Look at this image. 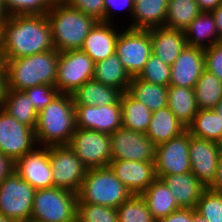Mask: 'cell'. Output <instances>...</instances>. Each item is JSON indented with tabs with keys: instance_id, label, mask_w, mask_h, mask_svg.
Returning a JSON list of instances; mask_svg holds the SVG:
<instances>
[{
	"instance_id": "cell-43",
	"label": "cell",
	"mask_w": 222,
	"mask_h": 222,
	"mask_svg": "<svg viewBox=\"0 0 222 222\" xmlns=\"http://www.w3.org/2000/svg\"><path fill=\"white\" fill-rule=\"evenodd\" d=\"M205 69L222 81V41L204 49Z\"/></svg>"
},
{
	"instance_id": "cell-40",
	"label": "cell",
	"mask_w": 222,
	"mask_h": 222,
	"mask_svg": "<svg viewBox=\"0 0 222 222\" xmlns=\"http://www.w3.org/2000/svg\"><path fill=\"white\" fill-rule=\"evenodd\" d=\"M195 210L208 222H222V193L206 189Z\"/></svg>"
},
{
	"instance_id": "cell-2",
	"label": "cell",
	"mask_w": 222,
	"mask_h": 222,
	"mask_svg": "<svg viewBox=\"0 0 222 222\" xmlns=\"http://www.w3.org/2000/svg\"><path fill=\"white\" fill-rule=\"evenodd\" d=\"M76 130L71 94L59 93L38 113L35 138L38 146L68 145Z\"/></svg>"
},
{
	"instance_id": "cell-9",
	"label": "cell",
	"mask_w": 222,
	"mask_h": 222,
	"mask_svg": "<svg viewBox=\"0 0 222 222\" xmlns=\"http://www.w3.org/2000/svg\"><path fill=\"white\" fill-rule=\"evenodd\" d=\"M95 62L80 49L59 52L55 87L59 93L72 94L93 79Z\"/></svg>"
},
{
	"instance_id": "cell-4",
	"label": "cell",
	"mask_w": 222,
	"mask_h": 222,
	"mask_svg": "<svg viewBox=\"0 0 222 222\" xmlns=\"http://www.w3.org/2000/svg\"><path fill=\"white\" fill-rule=\"evenodd\" d=\"M58 60L56 49L18 59H5L9 90L24 91L41 84L55 86Z\"/></svg>"
},
{
	"instance_id": "cell-47",
	"label": "cell",
	"mask_w": 222,
	"mask_h": 222,
	"mask_svg": "<svg viewBox=\"0 0 222 222\" xmlns=\"http://www.w3.org/2000/svg\"><path fill=\"white\" fill-rule=\"evenodd\" d=\"M202 12H211L222 5V0H196Z\"/></svg>"
},
{
	"instance_id": "cell-55",
	"label": "cell",
	"mask_w": 222,
	"mask_h": 222,
	"mask_svg": "<svg viewBox=\"0 0 222 222\" xmlns=\"http://www.w3.org/2000/svg\"><path fill=\"white\" fill-rule=\"evenodd\" d=\"M0 222H17V221L7 218L6 216L0 213Z\"/></svg>"
},
{
	"instance_id": "cell-25",
	"label": "cell",
	"mask_w": 222,
	"mask_h": 222,
	"mask_svg": "<svg viewBox=\"0 0 222 222\" xmlns=\"http://www.w3.org/2000/svg\"><path fill=\"white\" fill-rule=\"evenodd\" d=\"M186 130L167 106L152 112L146 135L157 146L181 135Z\"/></svg>"
},
{
	"instance_id": "cell-58",
	"label": "cell",
	"mask_w": 222,
	"mask_h": 222,
	"mask_svg": "<svg viewBox=\"0 0 222 222\" xmlns=\"http://www.w3.org/2000/svg\"><path fill=\"white\" fill-rule=\"evenodd\" d=\"M2 23H0V48H1Z\"/></svg>"
},
{
	"instance_id": "cell-54",
	"label": "cell",
	"mask_w": 222,
	"mask_h": 222,
	"mask_svg": "<svg viewBox=\"0 0 222 222\" xmlns=\"http://www.w3.org/2000/svg\"><path fill=\"white\" fill-rule=\"evenodd\" d=\"M213 110L219 114V116L222 118V99L219 101V103L213 108Z\"/></svg>"
},
{
	"instance_id": "cell-36",
	"label": "cell",
	"mask_w": 222,
	"mask_h": 222,
	"mask_svg": "<svg viewBox=\"0 0 222 222\" xmlns=\"http://www.w3.org/2000/svg\"><path fill=\"white\" fill-rule=\"evenodd\" d=\"M118 222H156L141 195H132L117 209Z\"/></svg>"
},
{
	"instance_id": "cell-41",
	"label": "cell",
	"mask_w": 222,
	"mask_h": 222,
	"mask_svg": "<svg viewBox=\"0 0 222 222\" xmlns=\"http://www.w3.org/2000/svg\"><path fill=\"white\" fill-rule=\"evenodd\" d=\"M37 113L42 111L58 94L59 91L54 85H37L24 90Z\"/></svg>"
},
{
	"instance_id": "cell-35",
	"label": "cell",
	"mask_w": 222,
	"mask_h": 222,
	"mask_svg": "<svg viewBox=\"0 0 222 222\" xmlns=\"http://www.w3.org/2000/svg\"><path fill=\"white\" fill-rule=\"evenodd\" d=\"M194 91L198 109H213L222 99V81L205 69Z\"/></svg>"
},
{
	"instance_id": "cell-26",
	"label": "cell",
	"mask_w": 222,
	"mask_h": 222,
	"mask_svg": "<svg viewBox=\"0 0 222 222\" xmlns=\"http://www.w3.org/2000/svg\"><path fill=\"white\" fill-rule=\"evenodd\" d=\"M141 196L146 201L155 221L165 218L172 212L180 209L170 188L159 178Z\"/></svg>"
},
{
	"instance_id": "cell-11",
	"label": "cell",
	"mask_w": 222,
	"mask_h": 222,
	"mask_svg": "<svg viewBox=\"0 0 222 222\" xmlns=\"http://www.w3.org/2000/svg\"><path fill=\"white\" fill-rule=\"evenodd\" d=\"M49 162L54 187L78 194L88 169L69 145L49 146Z\"/></svg>"
},
{
	"instance_id": "cell-45",
	"label": "cell",
	"mask_w": 222,
	"mask_h": 222,
	"mask_svg": "<svg viewBox=\"0 0 222 222\" xmlns=\"http://www.w3.org/2000/svg\"><path fill=\"white\" fill-rule=\"evenodd\" d=\"M156 222H193L192 220V209L191 208H180L165 218L159 219Z\"/></svg>"
},
{
	"instance_id": "cell-32",
	"label": "cell",
	"mask_w": 222,
	"mask_h": 222,
	"mask_svg": "<svg viewBox=\"0 0 222 222\" xmlns=\"http://www.w3.org/2000/svg\"><path fill=\"white\" fill-rule=\"evenodd\" d=\"M186 129L193 137L217 142L222 137V118L213 109H198Z\"/></svg>"
},
{
	"instance_id": "cell-23",
	"label": "cell",
	"mask_w": 222,
	"mask_h": 222,
	"mask_svg": "<svg viewBox=\"0 0 222 222\" xmlns=\"http://www.w3.org/2000/svg\"><path fill=\"white\" fill-rule=\"evenodd\" d=\"M169 0H134L132 23L128 28L149 30L165 26Z\"/></svg>"
},
{
	"instance_id": "cell-14",
	"label": "cell",
	"mask_w": 222,
	"mask_h": 222,
	"mask_svg": "<svg viewBox=\"0 0 222 222\" xmlns=\"http://www.w3.org/2000/svg\"><path fill=\"white\" fill-rule=\"evenodd\" d=\"M110 137L112 160L154 161L156 145L145 133L120 127Z\"/></svg>"
},
{
	"instance_id": "cell-24",
	"label": "cell",
	"mask_w": 222,
	"mask_h": 222,
	"mask_svg": "<svg viewBox=\"0 0 222 222\" xmlns=\"http://www.w3.org/2000/svg\"><path fill=\"white\" fill-rule=\"evenodd\" d=\"M74 105L105 106L121 104L122 92L114 87L104 85L94 79L88 80L74 93Z\"/></svg>"
},
{
	"instance_id": "cell-1",
	"label": "cell",
	"mask_w": 222,
	"mask_h": 222,
	"mask_svg": "<svg viewBox=\"0 0 222 222\" xmlns=\"http://www.w3.org/2000/svg\"><path fill=\"white\" fill-rule=\"evenodd\" d=\"M5 59H18L55 49L46 15H14L2 23Z\"/></svg>"
},
{
	"instance_id": "cell-52",
	"label": "cell",
	"mask_w": 222,
	"mask_h": 222,
	"mask_svg": "<svg viewBox=\"0 0 222 222\" xmlns=\"http://www.w3.org/2000/svg\"><path fill=\"white\" fill-rule=\"evenodd\" d=\"M192 220L193 222H208L204 217H202L195 209H192Z\"/></svg>"
},
{
	"instance_id": "cell-18",
	"label": "cell",
	"mask_w": 222,
	"mask_h": 222,
	"mask_svg": "<svg viewBox=\"0 0 222 222\" xmlns=\"http://www.w3.org/2000/svg\"><path fill=\"white\" fill-rule=\"evenodd\" d=\"M109 167L134 195H141L157 179L154 161L112 160Z\"/></svg>"
},
{
	"instance_id": "cell-39",
	"label": "cell",
	"mask_w": 222,
	"mask_h": 222,
	"mask_svg": "<svg viewBox=\"0 0 222 222\" xmlns=\"http://www.w3.org/2000/svg\"><path fill=\"white\" fill-rule=\"evenodd\" d=\"M138 77L144 81L168 87L171 80V66L152 53Z\"/></svg>"
},
{
	"instance_id": "cell-30",
	"label": "cell",
	"mask_w": 222,
	"mask_h": 222,
	"mask_svg": "<svg viewBox=\"0 0 222 222\" xmlns=\"http://www.w3.org/2000/svg\"><path fill=\"white\" fill-rule=\"evenodd\" d=\"M127 92L147 106L151 112L168 106V87L144 81L138 76L131 78Z\"/></svg>"
},
{
	"instance_id": "cell-34",
	"label": "cell",
	"mask_w": 222,
	"mask_h": 222,
	"mask_svg": "<svg viewBox=\"0 0 222 222\" xmlns=\"http://www.w3.org/2000/svg\"><path fill=\"white\" fill-rule=\"evenodd\" d=\"M201 12L196 0H169L165 27L185 31Z\"/></svg>"
},
{
	"instance_id": "cell-48",
	"label": "cell",
	"mask_w": 222,
	"mask_h": 222,
	"mask_svg": "<svg viewBox=\"0 0 222 222\" xmlns=\"http://www.w3.org/2000/svg\"><path fill=\"white\" fill-rule=\"evenodd\" d=\"M9 90L8 80L6 72L4 71L0 75V108H3L7 93Z\"/></svg>"
},
{
	"instance_id": "cell-57",
	"label": "cell",
	"mask_w": 222,
	"mask_h": 222,
	"mask_svg": "<svg viewBox=\"0 0 222 222\" xmlns=\"http://www.w3.org/2000/svg\"><path fill=\"white\" fill-rule=\"evenodd\" d=\"M22 222H40V221H37V220H34V219H28V220H24Z\"/></svg>"
},
{
	"instance_id": "cell-53",
	"label": "cell",
	"mask_w": 222,
	"mask_h": 222,
	"mask_svg": "<svg viewBox=\"0 0 222 222\" xmlns=\"http://www.w3.org/2000/svg\"><path fill=\"white\" fill-rule=\"evenodd\" d=\"M5 71V58L2 48H0V75Z\"/></svg>"
},
{
	"instance_id": "cell-42",
	"label": "cell",
	"mask_w": 222,
	"mask_h": 222,
	"mask_svg": "<svg viewBox=\"0 0 222 222\" xmlns=\"http://www.w3.org/2000/svg\"><path fill=\"white\" fill-rule=\"evenodd\" d=\"M71 7L104 22V0H62Z\"/></svg>"
},
{
	"instance_id": "cell-6",
	"label": "cell",
	"mask_w": 222,
	"mask_h": 222,
	"mask_svg": "<svg viewBox=\"0 0 222 222\" xmlns=\"http://www.w3.org/2000/svg\"><path fill=\"white\" fill-rule=\"evenodd\" d=\"M78 194L63 188L36 190L31 219L40 222H76Z\"/></svg>"
},
{
	"instance_id": "cell-44",
	"label": "cell",
	"mask_w": 222,
	"mask_h": 222,
	"mask_svg": "<svg viewBox=\"0 0 222 222\" xmlns=\"http://www.w3.org/2000/svg\"><path fill=\"white\" fill-rule=\"evenodd\" d=\"M134 0H104V22L112 23L114 21V14L112 15L113 10L122 11L127 10L129 16H131L130 21L132 20V14L134 11ZM113 19V20H112Z\"/></svg>"
},
{
	"instance_id": "cell-33",
	"label": "cell",
	"mask_w": 222,
	"mask_h": 222,
	"mask_svg": "<svg viewBox=\"0 0 222 222\" xmlns=\"http://www.w3.org/2000/svg\"><path fill=\"white\" fill-rule=\"evenodd\" d=\"M3 109L21 124L35 130L38 113L24 91L8 90Z\"/></svg>"
},
{
	"instance_id": "cell-22",
	"label": "cell",
	"mask_w": 222,
	"mask_h": 222,
	"mask_svg": "<svg viewBox=\"0 0 222 222\" xmlns=\"http://www.w3.org/2000/svg\"><path fill=\"white\" fill-rule=\"evenodd\" d=\"M160 179L170 188L180 208L195 209L207 189L192 172L165 175Z\"/></svg>"
},
{
	"instance_id": "cell-56",
	"label": "cell",
	"mask_w": 222,
	"mask_h": 222,
	"mask_svg": "<svg viewBox=\"0 0 222 222\" xmlns=\"http://www.w3.org/2000/svg\"><path fill=\"white\" fill-rule=\"evenodd\" d=\"M216 143H217L219 155L220 157H222V137Z\"/></svg>"
},
{
	"instance_id": "cell-10",
	"label": "cell",
	"mask_w": 222,
	"mask_h": 222,
	"mask_svg": "<svg viewBox=\"0 0 222 222\" xmlns=\"http://www.w3.org/2000/svg\"><path fill=\"white\" fill-rule=\"evenodd\" d=\"M115 53L130 76H138L152 54L149 30L122 28L116 41Z\"/></svg>"
},
{
	"instance_id": "cell-46",
	"label": "cell",
	"mask_w": 222,
	"mask_h": 222,
	"mask_svg": "<svg viewBox=\"0 0 222 222\" xmlns=\"http://www.w3.org/2000/svg\"><path fill=\"white\" fill-rule=\"evenodd\" d=\"M14 167L15 162L8 156L0 153V183L14 171Z\"/></svg>"
},
{
	"instance_id": "cell-13",
	"label": "cell",
	"mask_w": 222,
	"mask_h": 222,
	"mask_svg": "<svg viewBox=\"0 0 222 222\" xmlns=\"http://www.w3.org/2000/svg\"><path fill=\"white\" fill-rule=\"evenodd\" d=\"M154 166L157 178L191 172L189 132L156 146Z\"/></svg>"
},
{
	"instance_id": "cell-15",
	"label": "cell",
	"mask_w": 222,
	"mask_h": 222,
	"mask_svg": "<svg viewBox=\"0 0 222 222\" xmlns=\"http://www.w3.org/2000/svg\"><path fill=\"white\" fill-rule=\"evenodd\" d=\"M16 173L36 190L54 187L49 146H36L15 161Z\"/></svg>"
},
{
	"instance_id": "cell-49",
	"label": "cell",
	"mask_w": 222,
	"mask_h": 222,
	"mask_svg": "<svg viewBox=\"0 0 222 222\" xmlns=\"http://www.w3.org/2000/svg\"><path fill=\"white\" fill-rule=\"evenodd\" d=\"M218 32L219 41H222V5L211 11Z\"/></svg>"
},
{
	"instance_id": "cell-37",
	"label": "cell",
	"mask_w": 222,
	"mask_h": 222,
	"mask_svg": "<svg viewBox=\"0 0 222 222\" xmlns=\"http://www.w3.org/2000/svg\"><path fill=\"white\" fill-rule=\"evenodd\" d=\"M55 0H3L8 16L47 15Z\"/></svg>"
},
{
	"instance_id": "cell-29",
	"label": "cell",
	"mask_w": 222,
	"mask_h": 222,
	"mask_svg": "<svg viewBox=\"0 0 222 222\" xmlns=\"http://www.w3.org/2000/svg\"><path fill=\"white\" fill-rule=\"evenodd\" d=\"M184 32L189 46L206 49L219 42L215 20L211 12H201Z\"/></svg>"
},
{
	"instance_id": "cell-3",
	"label": "cell",
	"mask_w": 222,
	"mask_h": 222,
	"mask_svg": "<svg viewBox=\"0 0 222 222\" xmlns=\"http://www.w3.org/2000/svg\"><path fill=\"white\" fill-rule=\"evenodd\" d=\"M46 16L53 44L58 52L80 49L88 33L98 22L62 0H55Z\"/></svg>"
},
{
	"instance_id": "cell-28",
	"label": "cell",
	"mask_w": 222,
	"mask_h": 222,
	"mask_svg": "<svg viewBox=\"0 0 222 222\" xmlns=\"http://www.w3.org/2000/svg\"><path fill=\"white\" fill-rule=\"evenodd\" d=\"M168 107L186 128L198 112L194 88L168 86Z\"/></svg>"
},
{
	"instance_id": "cell-7",
	"label": "cell",
	"mask_w": 222,
	"mask_h": 222,
	"mask_svg": "<svg viewBox=\"0 0 222 222\" xmlns=\"http://www.w3.org/2000/svg\"><path fill=\"white\" fill-rule=\"evenodd\" d=\"M35 192L14 170L0 183V213L17 222L31 219Z\"/></svg>"
},
{
	"instance_id": "cell-21",
	"label": "cell",
	"mask_w": 222,
	"mask_h": 222,
	"mask_svg": "<svg viewBox=\"0 0 222 222\" xmlns=\"http://www.w3.org/2000/svg\"><path fill=\"white\" fill-rule=\"evenodd\" d=\"M152 53L171 66L187 46L184 31L165 26L149 29Z\"/></svg>"
},
{
	"instance_id": "cell-16",
	"label": "cell",
	"mask_w": 222,
	"mask_h": 222,
	"mask_svg": "<svg viewBox=\"0 0 222 222\" xmlns=\"http://www.w3.org/2000/svg\"><path fill=\"white\" fill-rule=\"evenodd\" d=\"M191 172L210 189L216 182V170L220 158L217 143L196 138L189 133Z\"/></svg>"
},
{
	"instance_id": "cell-17",
	"label": "cell",
	"mask_w": 222,
	"mask_h": 222,
	"mask_svg": "<svg viewBox=\"0 0 222 222\" xmlns=\"http://www.w3.org/2000/svg\"><path fill=\"white\" fill-rule=\"evenodd\" d=\"M76 128L112 134L122 127L121 104L105 106L75 105Z\"/></svg>"
},
{
	"instance_id": "cell-31",
	"label": "cell",
	"mask_w": 222,
	"mask_h": 222,
	"mask_svg": "<svg viewBox=\"0 0 222 222\" xmlns=\"http://www.w3.org/2000/svg\"><path fill=\"white\" fill-rule=\"evenodd\" d=\"M120 103L122 107V127L146 134L152 115L149 108L128 92L122 93Z\"/></svg>"
},
{
	"instance_id": "cell-5",
	"label": "cell",
	"mask_w": 222,
	"mask_h": 222,
	"mask_svg": "<svg viewBox=\"0 0 222 222\" xmlns=\"http://www.w3.org/2000/svg\"><path fill=\"white\" fill-rule=\"evenodd\" d=\"M132 195L108 166L87 170L78 192V201L117 209Z\"/></svg>"
},
{
	"instance_id": "cell-27",
	"label": "cell",
	"mask_w": 222,
	"mask_h": 222,
	"mask_svg": "<svg viewBox=\"0 0 222 222\" xmlns=\"http://www.w3.org/2000/svg\"><path fill=\"white\" fill-rule=\"evenodd\" d=\"M131 78L116 53L95 63L93 79L122 93L128 91Z\"/></svg>"
},
{
	"instance_id": "cell-38",
	"label": "cell",
	"mask_w": 222,
	"mask_h": 222,
	"mask_svg": "<svg viewBox=\"0 0 222 222\" xmlns=\"http://www.w3.org/2000/svg\"><path fill=\"white\" fill-rule=\"evenodd\" d=\"M76 214V222H118V214L115 208L80 203L78 200Z\"/></svg>"
},
{
	"instance_id": "cell-19",
	"label": "cell",
	"mask_w": 222,
	"mask_h": 222,
	"mask_svg": "<svg viewBox=\"0 0 222 222\" xmlns=\"http://www.w3.org/2000/svg\"><path fill=\"white\" fill-rule=\"evenodd\" d=\"M204 70V49L187 45L171 65L170 85L194 88Z\"/></svg>"
},
{
	"instance_id": "cell-8",
	"label": "cell",
	"mask_w": 222,
	"mask_h": 222,
	"mask_svg": "<svg viewBox=\"0 0 222 222\" xmlns=\"http://www.w3.org/2000/svg\"><path fill=\"white\" fill-rule=\"evenodd\" d=\"M68 145L87 169L108 167L112 161L110 134L76 128Z\"/></svg>"
},
{
	"instance_id": "cell-50",
	"label": "cell",
	"mask_w": 222,
	"mask_h": 222,
	"mask_svg": "<svg viewBox=\"0 0 222 222\" xmlns=\"http://www.w3.org/2000/svg\"><path fill=\"white\" fill-rule=\"evenodd\" d=\"M210 189L222 193V157H220L218 161V166L216 170V182Z\"/></svg>"
},
{
	"instance_id": "cell-20",
	"label": "cell",
	"mask_w": 222,
	"mask_h": 222,
	"mask_svg": "<svg viewBox=\"0 0 222 222\" xmlns=\"http://www.w3.org/2000/svg\"><path fill=\"white\" fill-rule=\"evenodd\" d=\"M113 23L98 21L85 38L80 50L96 63L115 53L120 29ZM119 31H118V30Z\"/></svg>"
},
{
	"instance_id": "cell-12",
	"label": "cell",
	"mask_w": 222,
	"mask_h": 222,
	"mask_svg": "<svg viewBox=\"0 0 222 222\" xmlns=\"http://www.w3.org/2000/svg\"><path fill=\"white\" fill-rule=\"evenodd\" d=\"M36 146L35 130L0 108V153L15 162Z\"/></svg>"
},
{
	"instance_id": "cell-51",
	"label": "cell",
	"mask_w": 222,
	"mask_h": 222,
	"mask_svg": "<svg viewBox=\"0 0 222 222\" xmlns=\"http://www.w3.org/2000/svg\"><path fill=\"white\" fill-rule=\"evenodd\" d=\"M8 17L9 16L4 8L3 0H0V23H3Z\"/></svg>"
}]
</instances>
